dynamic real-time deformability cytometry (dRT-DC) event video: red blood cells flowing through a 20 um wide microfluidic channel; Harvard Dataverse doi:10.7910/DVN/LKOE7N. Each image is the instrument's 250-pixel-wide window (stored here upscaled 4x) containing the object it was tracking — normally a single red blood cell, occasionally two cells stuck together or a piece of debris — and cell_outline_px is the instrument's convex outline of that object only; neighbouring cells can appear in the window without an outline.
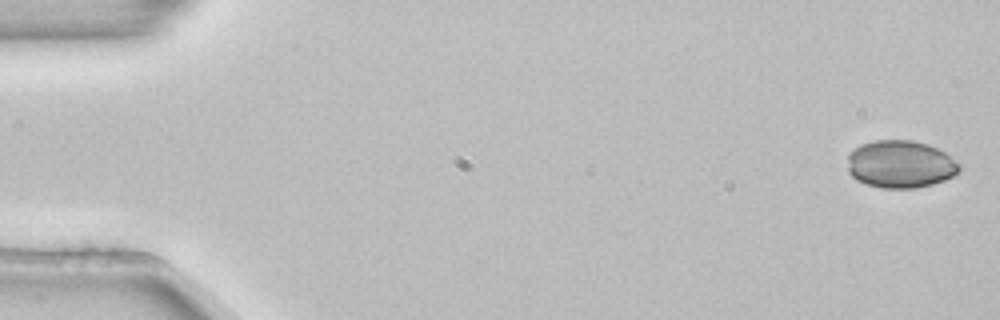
{"species": "common noctule bat (a hibernating species)", "species_latin": "Nyctalus noctula", "temperature_condition": "room temperature", "stored_images_in_passage": 6, "camera_frame_rate_fps": 3000, "um_per_image_px": 0.085, "animal": {"sex": "female", "body_mass_g": 22.7, "forearm_length_mm": 54.2}, "frame": {"image": 1, "passage_image": 1, "time_ms": 0.0, "image_size_px": [1000, 320], "cell_outline_px": [[960, 172], [944, 180], [932, 184], [916, 188], [880, 188], [856, 180], [848, 172], [848, 152], [860, 144], [876, 140], [912, 140], [928, 144], [944, 152], [960, 164]], "centroid_in_image_um": [76.51, 13.95], "position_along_channel_um": 8.5, "area_um2": 31.15}}
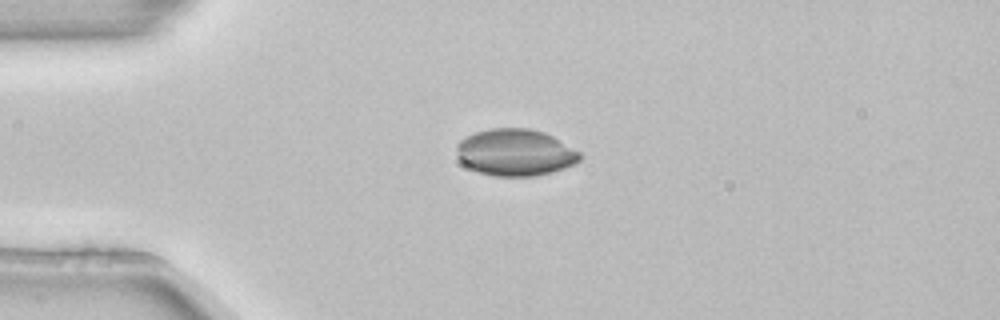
{"frame": {"image": 2, "passage_image": 4, "time_ms": 1.0, "image_size_px": [1000, 320], "cell_outline_px": [[580, 160], [576, 164], [552, 172], [532, 176], [496, 176], [480, 172], [468, 168], [460, 160], [456, 148], [456, 144], [460, 140], [476, 132], [492, 128], [528, 128], [544, 132], [552, 136], [580, 152]], "centroid_in_image_um": [43.8, 12.96], "position_along_channel_um": 41.2, "area_um2": 33.47}}